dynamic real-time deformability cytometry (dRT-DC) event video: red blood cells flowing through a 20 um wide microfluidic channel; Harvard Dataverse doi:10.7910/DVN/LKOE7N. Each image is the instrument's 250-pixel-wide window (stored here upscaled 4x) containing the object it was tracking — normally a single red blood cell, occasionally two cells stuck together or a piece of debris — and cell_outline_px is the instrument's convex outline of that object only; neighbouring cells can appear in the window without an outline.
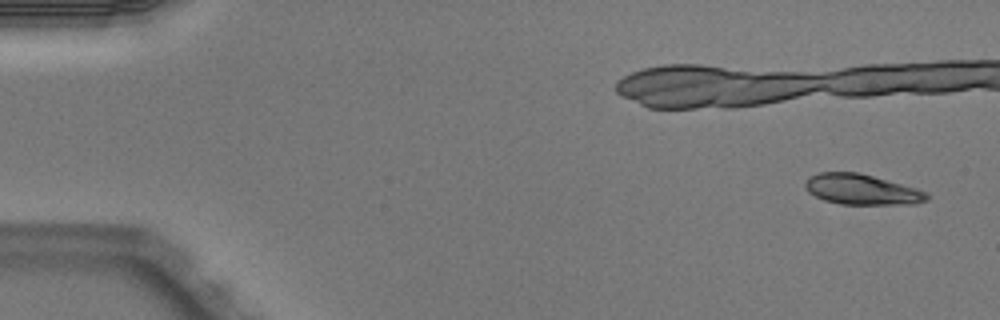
{"species": "Egyptian fruit bat (a non-hibernating species)", "species_latin": "Rousettus aegyptiacus", "temperature_condition": "warm", "stored_images_in_passage": 7, "camera_frame_rate_fps": 3000, "um_per_image_px": 0.085, "animal": {"sex": "male"}, "frame": {"image": 1, "passage_image": 1, "time_ms": 0.0, "image_size_px": [1000, 320], "cell_outline_px": [[928, 200], [916, 204], [840, 204], [824, 200], [808, 192], [804, 188], [804, 184], [808, 176], [820, 172], [860, 172], [916, 188], [928, 192]], "centroid_in_image_um": [73.24, 16.1], "position_along_channel_um": 11.8, "area_um2": 21.73}}
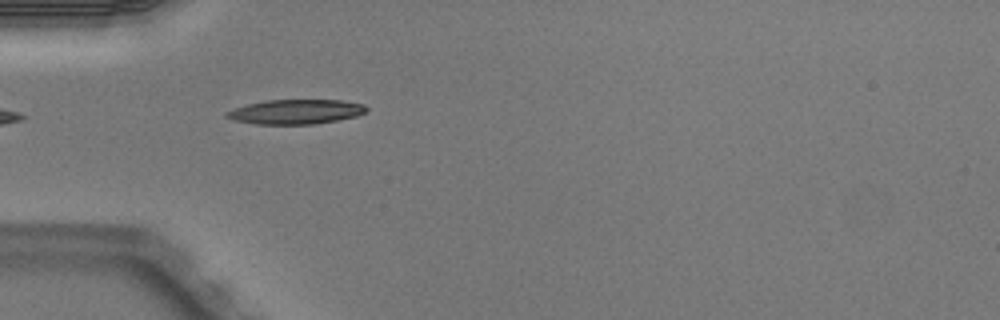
{"frame": {"image": 2, "passage_image": 6, "time_ms": 1.667, "image_size_px": [1000, 320], "cell_outline_px": [[368, 112], [356, 116], [336, 120], [312, 124], [256, 124], [232, 120], [224, 116], [228, 112], [236, 108], [248, 104], [268, 100], [340, 100], [364, 104], [368, 108]], "centroid_in_image_um": [25.17, 9.5], "position_along_channel_um": 59.8, "area_um2": 19.88}}